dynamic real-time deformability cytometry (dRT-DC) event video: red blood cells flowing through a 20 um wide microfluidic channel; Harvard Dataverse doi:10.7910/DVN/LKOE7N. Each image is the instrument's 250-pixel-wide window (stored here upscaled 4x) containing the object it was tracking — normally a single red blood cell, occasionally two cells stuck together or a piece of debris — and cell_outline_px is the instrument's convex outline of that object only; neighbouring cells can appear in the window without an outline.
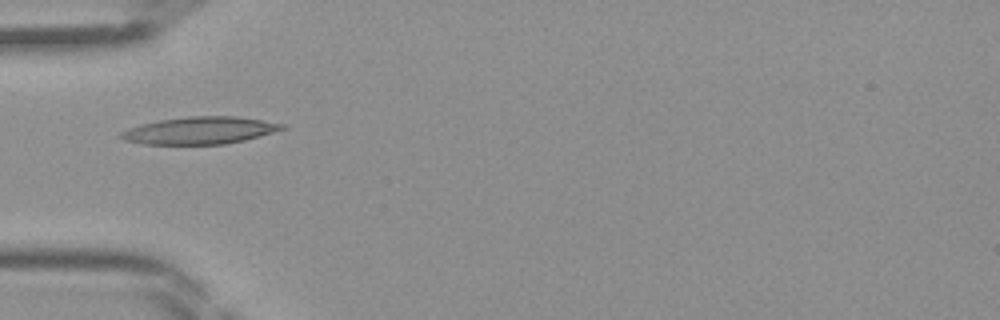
{"species": "Egyptian fruit bat (a non-hibernating species)", "species_latin": "Rousettus aegyptiacus", "temperature_condition": "room temperature", "stored_images_in_passage": 27, "camera_frame_rate_fps": 3000, "um_per_image_px": 0.085, "frame": {"image": 1, "passage_image": 1, "time_ms": 0.0, "image_size_px": [1000, 320], "cell_outline_px": [[288, 128], [260, 136], [244, 140], [224, 144], [144, 144], [124, 140], [116, 136], [120, 132], [128, 128], [140, 124], [160, 120], [188, 116], [236, 116], [288, 124]], "centroid_in_image_um": [17.0, 11.08], "position_along_channel_um": 68.0, "area_um2": 25.78}}
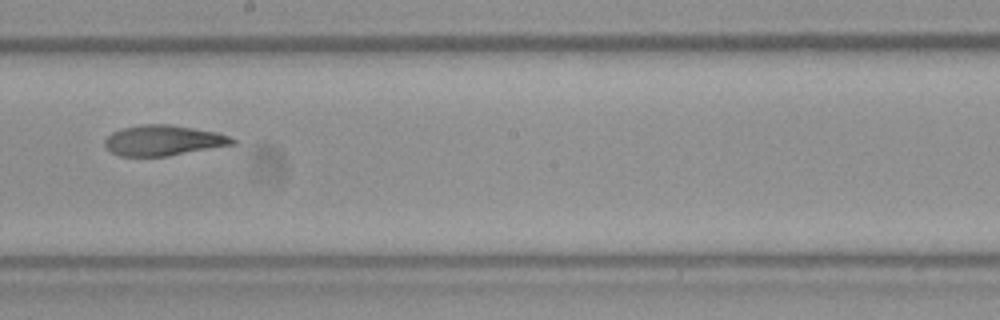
{"frame": {"image": 2, "passage_image": 12, "time_ms": 3.667, "image_size_px": [1000, 320], "cell_outline_px": [[236, 144], [168, 156], [120, 156], [112, 152], [104, 144], [104, 140], [112, 132], [120, 128], [140, 124], [168, 124], [216, 132], [228, 136], [236, 140]], "centroid_in_image_um": [13.87, 11.93], "position_along_channel_um": 234.3, "area_um2": 22.6}}
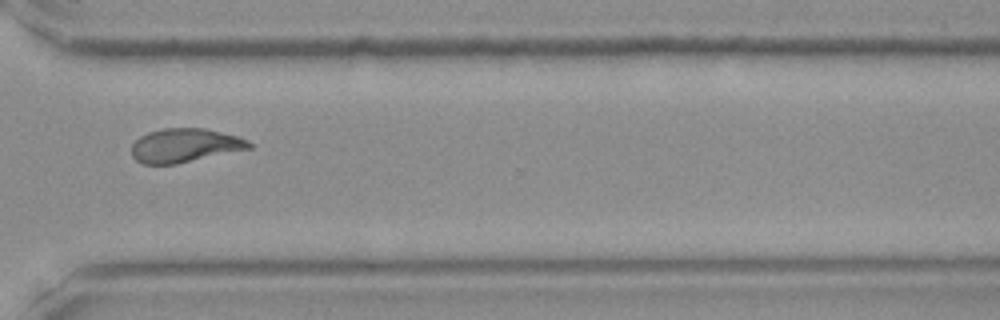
{"frame": {"image": 3, "passage_image": 20, "time_ms": 6.333, "image_size_px": [1000, 320], "cell_outline_px": [[252, 148], [176, 164], [144, 164], [136, 160], [132, 156], [132, 144], [140, 136], [148, 132], [164, 128], [204, 128], [236, 136], [248, 140], [252, 144]], "centroid_in_image_um": [15.7, 12.36], "position_along_channel_um": 354.9, "area_um2": 23.06}}